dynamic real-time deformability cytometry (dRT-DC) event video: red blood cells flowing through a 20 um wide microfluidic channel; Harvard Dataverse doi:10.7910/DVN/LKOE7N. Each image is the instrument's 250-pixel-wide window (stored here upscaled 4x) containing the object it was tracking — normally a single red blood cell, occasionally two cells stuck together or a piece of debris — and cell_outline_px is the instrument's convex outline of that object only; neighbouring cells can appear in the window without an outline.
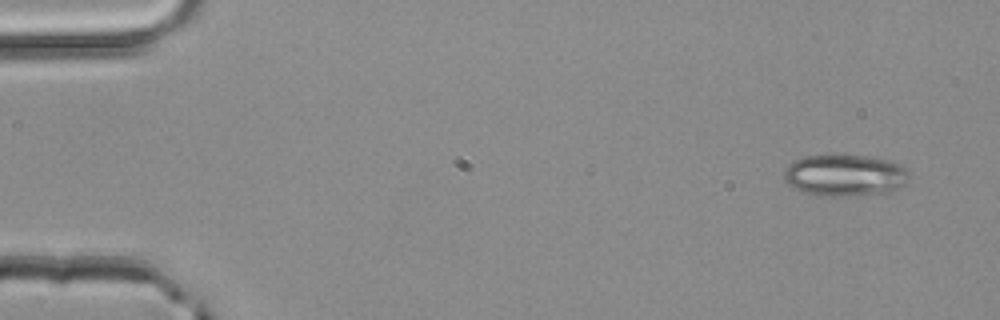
{"species": "common noctule bat (a hibernating species)", "species_latin": "Nyctalus noctula", "temperature_condition": "room temperature", "stored_images_in_passage": 4, "camera_frame_rate_fps": 3000, "um_per_image_px": 0.085, "animal": {"sex": "male", "body_mass_g": 20.4}, "frame": {"image": 1, "passage_image": 1, "time_ms": 0.0, "image_size_px": [1000, 320], "cell_outline_px": [[908, 180], [904, 184], [888, 192], [844, 196], [816, 196], [804, 192], [788, 184], [784, 180], [784, 168], [792, 160], [804, 156], [836, 152], [864, 156], [888, 160], [908, 168]], "centroid_in_image_um": [71.75, 14.86], "position_along_channel_um": 13.3, "area_um2": 31.1}}